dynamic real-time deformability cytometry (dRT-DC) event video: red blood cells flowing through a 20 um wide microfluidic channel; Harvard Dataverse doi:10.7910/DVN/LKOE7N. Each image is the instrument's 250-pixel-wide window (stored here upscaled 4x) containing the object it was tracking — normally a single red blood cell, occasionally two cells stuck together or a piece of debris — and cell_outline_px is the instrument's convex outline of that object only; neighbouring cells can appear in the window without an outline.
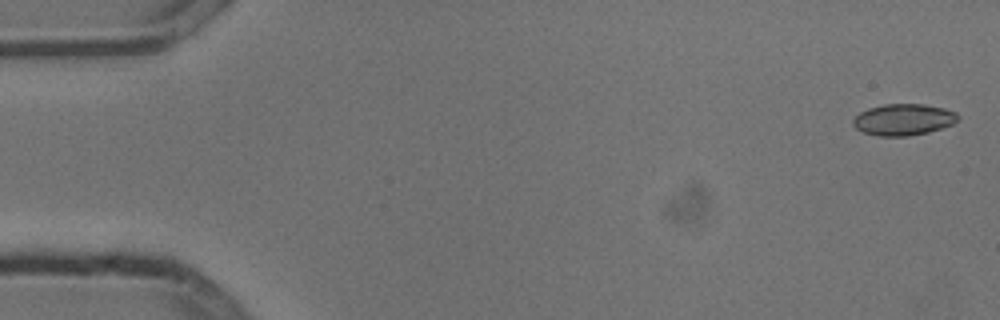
{"species": "common noctule bat (a hibernating species)", "species_latin": "Nyctalus noctula", "temperature_condition": "cold", "stored_images_in_passage": 4, "camera_frame_rate_fps": 3000, "um_per_image_px": 0.085, "animal": {"sex": "male", "body_mass_g": 13.3}, "frame": {"image": 1, "passage_image": 1, "time_ms": 0.0, "image_size_px": [1000, 320], "cell_outline_px": [[960, 116], [952, 124], [928, 132], [908, 136], [880, 136], [864, 132], [856, 128], [852, 124], [852, 120], [860, 112], [868, 108], [884, 104], [924, 104], [944, 108], [956, 112]], "centroid_in_image_um": [76.78, 10.16], "position_along_channel_um": 8.2, "area_um2": 19.13}}